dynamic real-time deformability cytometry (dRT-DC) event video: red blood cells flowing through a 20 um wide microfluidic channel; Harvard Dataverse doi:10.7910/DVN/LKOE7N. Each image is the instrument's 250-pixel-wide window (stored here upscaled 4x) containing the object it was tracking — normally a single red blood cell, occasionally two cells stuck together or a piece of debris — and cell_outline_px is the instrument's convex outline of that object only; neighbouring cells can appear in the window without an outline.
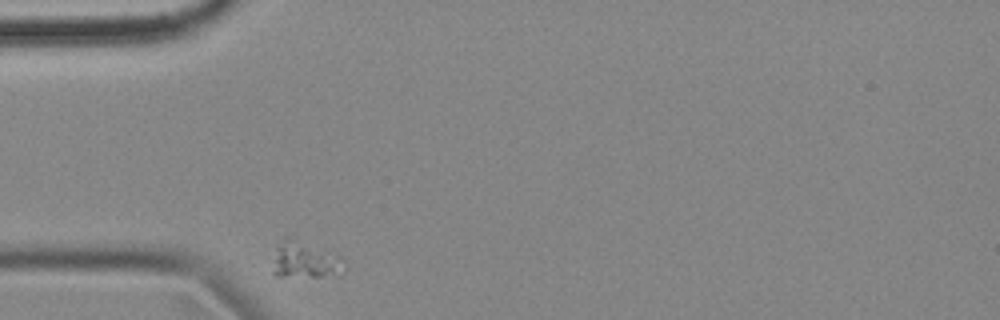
{"species": "common noctule bat (a hibernating species)", "species_latin": "Nyctalus noctula", "temperature_condition": "cold", "stored_images_in_passage": 1, "camera_frame_rate_fps": 3000, "um_per_image_px": 0.085, "animal": {"sex": "female", "body_mass_g": 18.4}, "frame": {"image": 1, "passage_image": 1, "time_ms": 0.0, "image_size_px": [1000, 320], "cell_outline_px": [[340, 256], [332, 272], [320, 276], [276, 276], [272, 272], [276, 244], [292, 236], [296, 236]], "centroid_in_image_um": [25.7, 22.01], "position_along_channel_um": 59.3, "area_um2": 14.45}}